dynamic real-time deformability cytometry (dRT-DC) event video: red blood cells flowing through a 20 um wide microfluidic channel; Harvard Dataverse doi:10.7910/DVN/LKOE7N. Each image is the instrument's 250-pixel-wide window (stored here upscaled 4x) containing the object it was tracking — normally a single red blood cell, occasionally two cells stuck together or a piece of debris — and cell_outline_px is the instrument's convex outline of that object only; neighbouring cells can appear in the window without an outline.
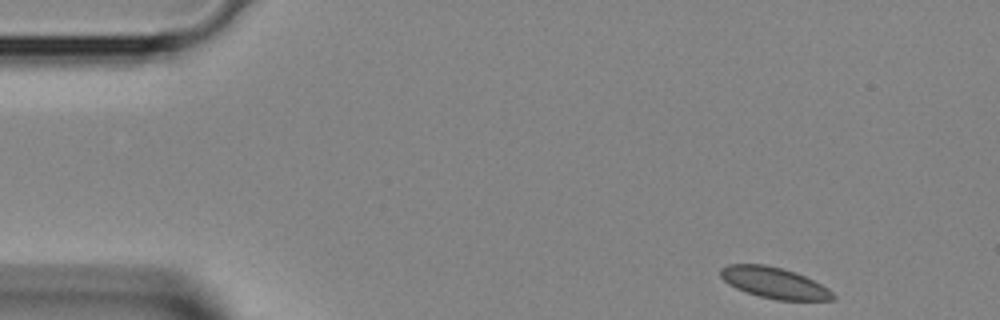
{"species": "Egyptian fruit bat (a non-hibernating species)", "species_latin": "Rousettus aegyptiacus", "temperature_condition": "room temperature", "stored_images_in_passage": 3, "camera_frame_rate_fps": 3000, "um_per_image_px": 0.085, "animal": {"sex": "female"}, "frame": {"image": 1, "passage_image": 1, "time_ms": 0.0, "image_size_px": [1000, 320], "cell_outline_px": [[836, 300], [776, 300], [760, 296], [736, 288], [728, 284], [720, 276], [720, 268], [728, 264], [764, 264], [796, 272], [828, 288], [836, 296]], "centroid_in_image_um": [65.81, 24.04], "position_along_channel_um": 19.2, "area_um2": 20.23}}
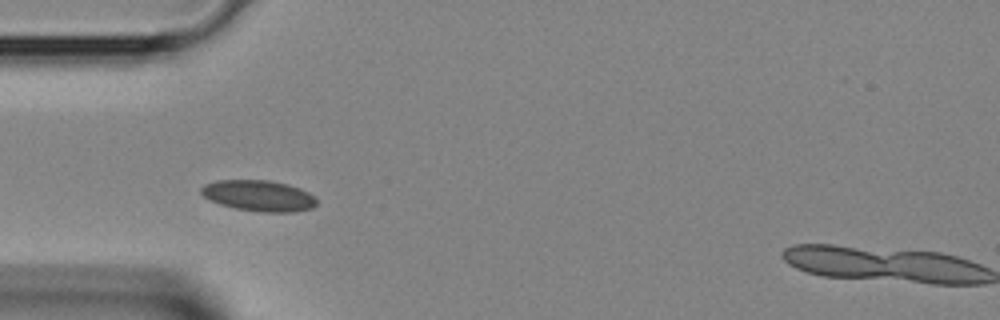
{"frame": {"image": 2, "passage_image": 3, "time_ms": 0.667, "image_size_px": [1000, 320], "cell_outline_px": [[316, 204], [312, 208], [292, 212], [264, 212], [236, 208], [220, 204], [204, 196], [200, 192], [200, 188], [204, 184], [216, 180], [268, 180], [288, 184], [300, 188], [308, 192], [316, 200]], "centroid_in_image_um": [21.98, 16.62], "position_along_channel_um": 63.0, "area_um2": 20.69}}